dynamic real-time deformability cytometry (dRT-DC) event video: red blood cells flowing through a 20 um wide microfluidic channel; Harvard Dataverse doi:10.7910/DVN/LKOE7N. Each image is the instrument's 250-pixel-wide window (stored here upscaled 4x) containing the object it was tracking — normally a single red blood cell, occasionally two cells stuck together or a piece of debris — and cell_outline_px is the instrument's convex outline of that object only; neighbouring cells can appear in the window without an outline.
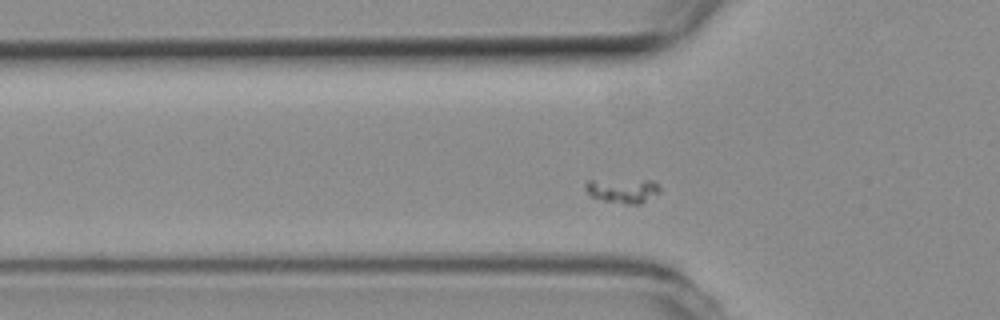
{"species": "common noctule bat (a hibernating species)", "species_latin": "Nyctalus noctula", "temperature_condition": "room temperature", "stored_images_in_passage": 45, "camera_frame_rate_fps": 3000, "um_per_image_px": 0.085, "animal": {"sex": "female", "body_mass_g": 19.3, "forearm_length_mm": 54.1}, "frame": {"image": 1, "passage_image": 7, "time_ms": 2.0, "image_size_px": [1000, 320], "cell_outline_px": [[660, 192], [640, 204], [624, 204], [604, 200], [592, 196], [584, 188], [584, 184], [588, 180], [652, 180], [660, 188]], "centroid_in_image_um": [52.92, 16.19], "position_along_channel_um": 72.9, "area_um2": 10.52}}
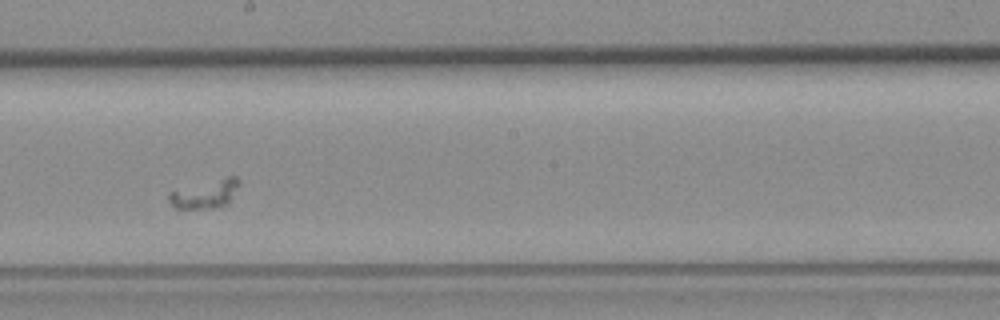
{"frame": {"image": 2, "passage_image": 20, "time_ms": 6.333, "image_size_px": [1000, 320], "cell_outline_px": [[240, 184], [228, 204], [216, 208], [176, 208], [168, 200], [168, 192], [228, 176], [236, 176], [240, 180]], "centroid_in_image_um": [17.48, 16.49], "position_along_channel_um": 230.7, "area_um2": 11.5}}
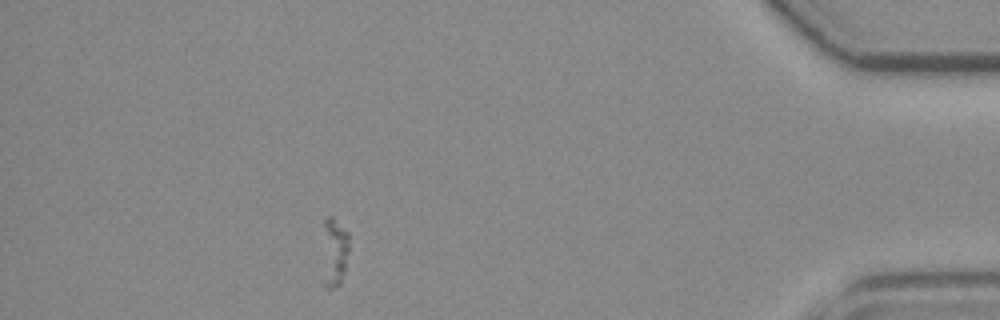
{"frame": {"image": 3, "passage_image": 39, "time_ms": 12.667, "image_size_px": [1000, 320], "cell_outline_px": [[348, 252], [344, 272], [340, 284], [336, 288], [324, 288], [324, 220], [328, 216], [332, 216], [348, 232]], "centroid_in_image_um": [28.44, 21.44], "position_along_channel_um": 406.8, "area_um2": 10.4}}